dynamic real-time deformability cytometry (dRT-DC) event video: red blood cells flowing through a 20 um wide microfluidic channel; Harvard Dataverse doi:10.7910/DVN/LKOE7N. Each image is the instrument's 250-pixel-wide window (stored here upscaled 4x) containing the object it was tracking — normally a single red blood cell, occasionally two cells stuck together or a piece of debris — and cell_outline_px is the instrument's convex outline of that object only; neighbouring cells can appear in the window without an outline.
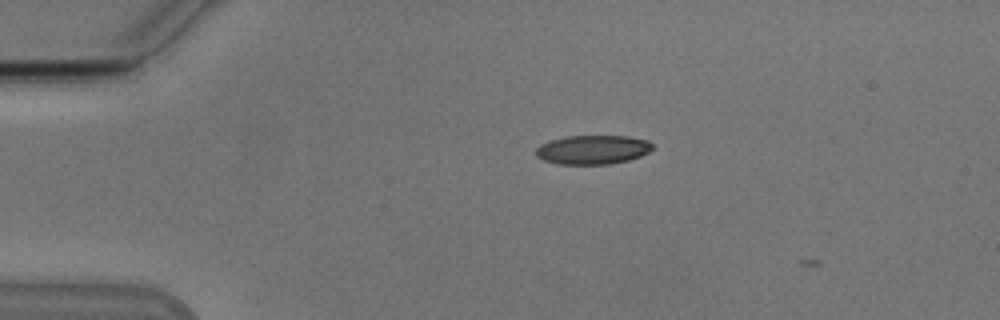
{"species": "Egyptian fruit bat (a non-hibernating species)", "species_latin": "Rousettus aegyptiacus", "temperature_condition": "cold", "stored_images_in_passage": 6, "camera_frame_rate_fps": 3000, "um_per_image_px": 0.085, "animal": {"sex": "male"}, "frame": {"image": 1, "passage_image": 4, "time_ms": 1.0, "image_size_px": [1000, 320], "cell_outline_px": [[652, 148], [648, 152], [640, 156], [628, 160], [608, 164], [560, 164], [544, 160], [536, 156], [536, 148], [540, 144], [564, 136], [628, 136], [648, 140], [652, 144]], "centroid_in_image_um": [50.37, 12.72], "position_along_channel_um": 34.6, "area_um2": 19.65}}